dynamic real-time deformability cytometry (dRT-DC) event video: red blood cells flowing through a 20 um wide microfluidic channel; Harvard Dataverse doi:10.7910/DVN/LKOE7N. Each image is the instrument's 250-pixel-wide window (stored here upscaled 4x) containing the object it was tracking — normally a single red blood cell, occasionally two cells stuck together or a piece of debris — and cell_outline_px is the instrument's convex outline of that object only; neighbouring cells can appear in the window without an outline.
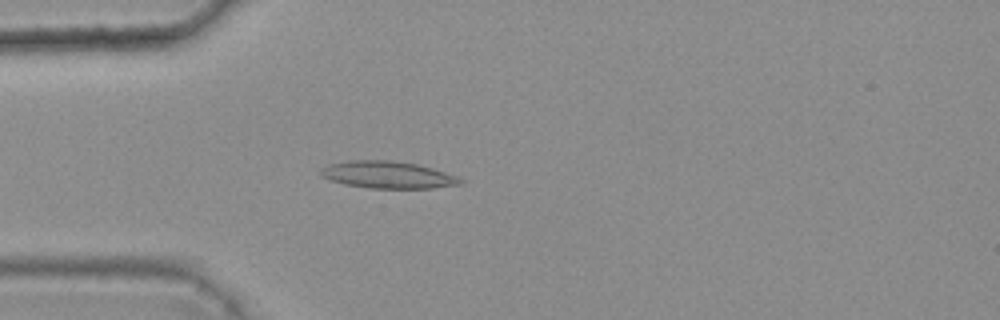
{"species": "common noctule bat (a hibernating species)", "species_latin": "Nyctalus noctula", "temperature_condition": "warm", "stored_images_in_passage": 3, "camera_frame_rate_fps": 3000, "um_per_image_px": 0.085, "animal": {"sex": "female", "body_mass_g": 25.1}, "frame": {"image": 1, "passage_image": 3, "time_ms": 0.667, "image_size_px": [1000, 320], "cell_outline_px": [[464, 184], [432, 188], [368, 188], [344, 184], [320, 176], [320, 168], [328, 164], [348, 160], [392, 160], [416, 164], [432, 168], [456, 176], [464, 180]], "centroid_in_image_um": [32.94, 14.86], "position_along_channel_um": 52.1, "area_um2": 22.14}}